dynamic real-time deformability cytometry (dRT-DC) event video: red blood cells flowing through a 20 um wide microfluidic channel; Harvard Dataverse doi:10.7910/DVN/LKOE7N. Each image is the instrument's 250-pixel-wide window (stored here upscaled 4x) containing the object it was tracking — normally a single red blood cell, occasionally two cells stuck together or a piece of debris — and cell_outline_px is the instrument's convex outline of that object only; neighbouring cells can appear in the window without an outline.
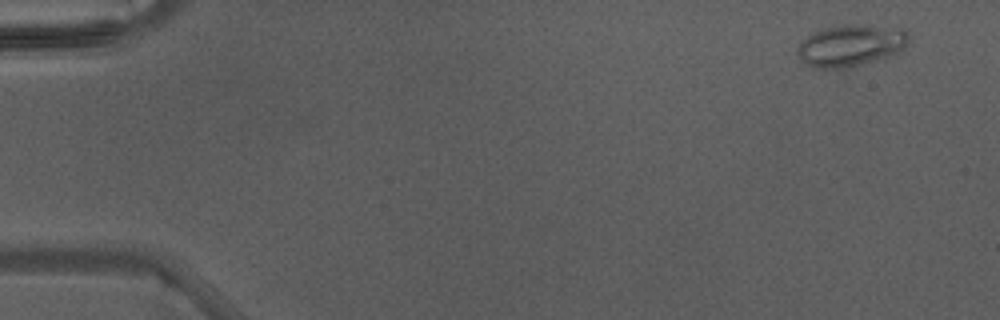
{"species": "Egyptian fruit bat (a non-hibernating species)", "species_latin": "Rousettus aegyptiacus", "temperature_condition": "warm", "stored_images_in_passage": 4, "camera_frame_rate_fps": 3000, "um_per_image_px": 0.085, "animal": {"sex": "male"}, "frame": {"image": 1, "passage_image": 1, "time_ms": 0.0, "image_size_px": [1000, 320], "cell_outline_px": [[908, 44], [904, 48], [896, 52], [876, 60], [840, 68], [812, 68], [800, 60], [796, 52], [796, 48], [808, 36], [824, 28], [844, 24], [856, 24], [904, 28], [908, 32]], "centroid_in_image_um": [72.3, 3.85], "position_along_channel_um": 12.7, "area_um2": 26.82}}